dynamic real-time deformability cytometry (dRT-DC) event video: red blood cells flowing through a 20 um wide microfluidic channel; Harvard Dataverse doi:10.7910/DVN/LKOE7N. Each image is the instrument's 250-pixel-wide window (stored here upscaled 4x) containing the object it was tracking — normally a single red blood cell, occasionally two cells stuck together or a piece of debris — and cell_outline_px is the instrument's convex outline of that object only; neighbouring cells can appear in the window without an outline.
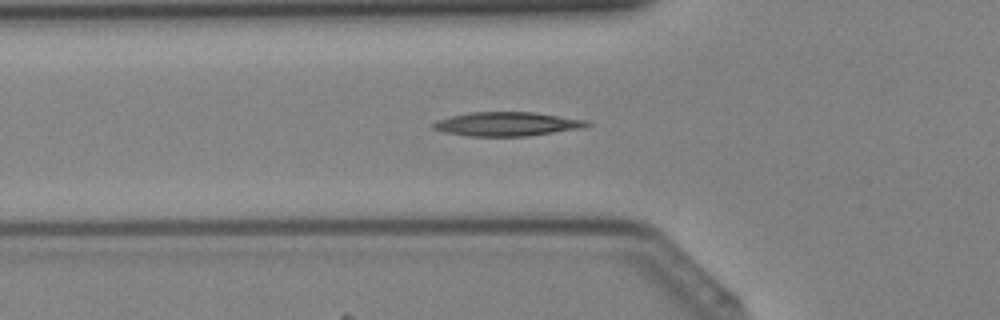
{"species": "Egyptian fruit bat (a non-hibernating species)", "species_latin": "Rousettus aegyptiacus", "temperature_condition": "cold", "stored_images_in_passage": 42, "camera_frame_rate_fps": 3000, "um_per_image_px": 0.085, "animal": {"sex": "female"}, "frame": {"image": 1, "passage_image": 15, "time_ms": 4.667, "image_size_px": [1000, 320], "cell_outline_px": [[592, 124], [584, 128], [528, 136], [468, 136], [444, 132], [432, 128], [432, 124], [436, 120], [468, 112], [532, 112], [588, 120]], "centroid_in_image_um": [43.11, 10.54], "position_along_channel_um": 82.7, "area_um2": 21.56}}
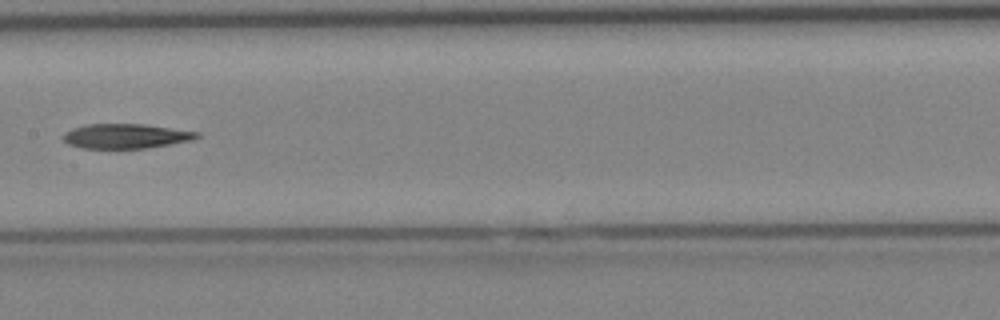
{"frame": {"image": 2, "passage_image": 22, "time_ms": 7.0, "image_size_px": [1000, 320], "cell_outline_px": [[200, 136], [192, 140], [144, 148], [80, 148], [68, 144], [60, 136], [64, 132], [72, 128], [88, 124], [144, 124], [200, 132]], "centroid_in_image_um": [10.65, 11.56], "position_along_channel_um": 196.8, "area_um2": 19.19}}
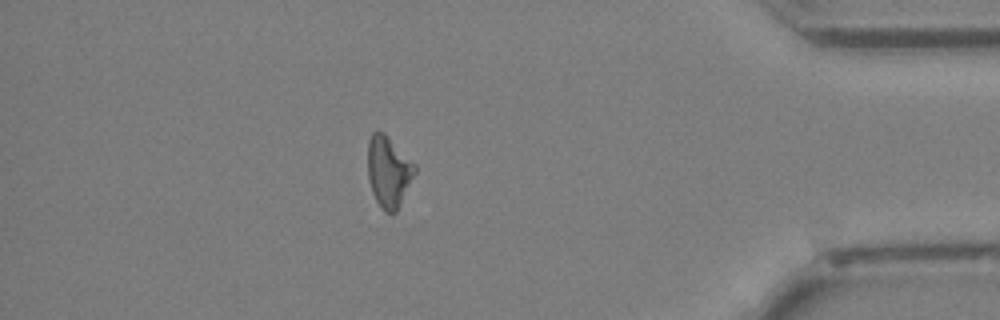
{"frame": {"image": 3, "passage_image": 37, "time_ms": 12.0, "image_size_px": [1000, 320], "cell_outline_px": [[416, 172], [396, 212], [384, 212], [376, 200], [372, 192], [368, 176], [368, 140], [372, 132], [384, 132], [416, 164]], "centroid_in_image_um": [33.03, 14.57], "position_along_channel_um": 402.2, "area_um2": 19.42}}